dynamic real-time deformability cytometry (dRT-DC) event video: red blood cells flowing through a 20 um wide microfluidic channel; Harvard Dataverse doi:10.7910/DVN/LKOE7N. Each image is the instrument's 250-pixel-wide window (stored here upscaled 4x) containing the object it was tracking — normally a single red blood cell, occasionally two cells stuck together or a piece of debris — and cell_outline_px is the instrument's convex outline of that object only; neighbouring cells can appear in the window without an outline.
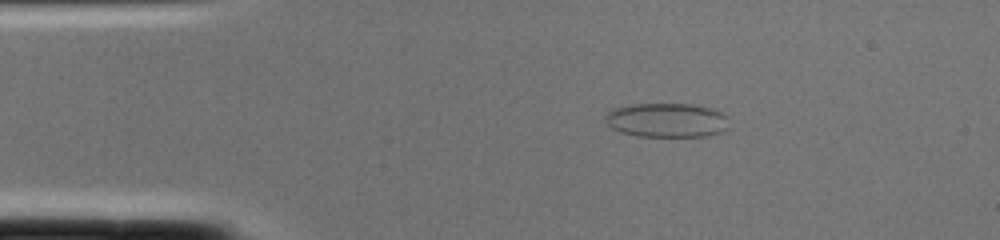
{"species": "common noctule bat (a hibernating species)", "species_latin": "Nyctalus noctula", "temperature_condition": "cold", "stored_images_in_passage": 2, "camera_frame_rate_fps": 3000, "um_per_image_px": 0.085, "animal": {"sex": "female", "body_mass_g": 22.0, "forearm_length_mm": 56.7}, "frame": {"image": 1, "passage_image": 2, "time_ms": 0.333, "image_size_px": [1000, 240], "cell_outline_px": [[728, 128], [724, 132], [708, 136], [636, 136], [620, 132], [612, 128], [604, 120], [604, 116], [608, 112], [616, 108], [632, 104], [692, 104], [712, 108], [728, 116]], "centroid_in_image_um": [56.71, 10.22], "position_along_channel_um": 28.3, "area_um2": 24.91}}